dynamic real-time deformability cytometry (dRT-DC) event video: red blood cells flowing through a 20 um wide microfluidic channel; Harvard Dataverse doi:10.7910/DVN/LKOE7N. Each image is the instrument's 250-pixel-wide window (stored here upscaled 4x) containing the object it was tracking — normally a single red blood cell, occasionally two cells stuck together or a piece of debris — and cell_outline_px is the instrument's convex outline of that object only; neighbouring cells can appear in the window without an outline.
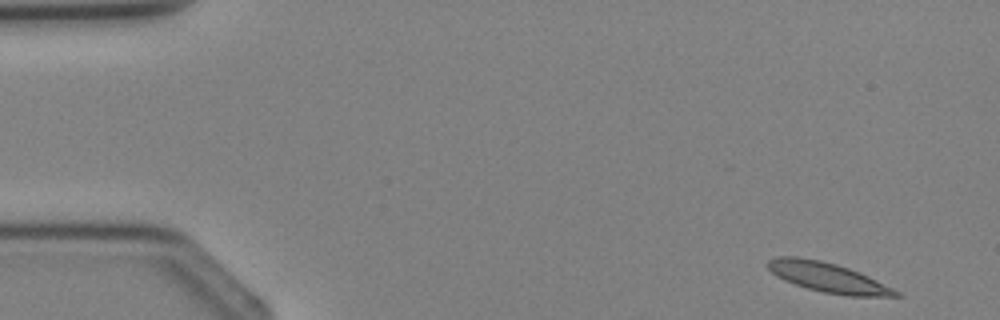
{"species": "Egyptian fruit bat (a non-hibernating species)", "species_latin": "Rousettus aegyptiacus", "temperature_condition": "cold", "stored_images_in_passage": 4, "segment_of_instrument_passage": [1, 2], "camera_frame_rate_fps": 3000, "um_per_image_px": 0.085, "animal": {"sex": "female"}, "frame": {"image": 1, "passage_image": 1, "time_ms": 0.0, "image_size_px": [1000, 320], "cell_outline_px": [[904, 296], [848, 296], [824, 292], [808, 288], [784, 280], [776, 276], [764, 264], [768, 260], [776, 256], [796, 256], [820, 260], [836, 264], [860, 272], [900, 292]], "centroid_in_image_um": [70.33, 23.57], "position_along_channel_um": 14.7, "area_um2": 22.02}}